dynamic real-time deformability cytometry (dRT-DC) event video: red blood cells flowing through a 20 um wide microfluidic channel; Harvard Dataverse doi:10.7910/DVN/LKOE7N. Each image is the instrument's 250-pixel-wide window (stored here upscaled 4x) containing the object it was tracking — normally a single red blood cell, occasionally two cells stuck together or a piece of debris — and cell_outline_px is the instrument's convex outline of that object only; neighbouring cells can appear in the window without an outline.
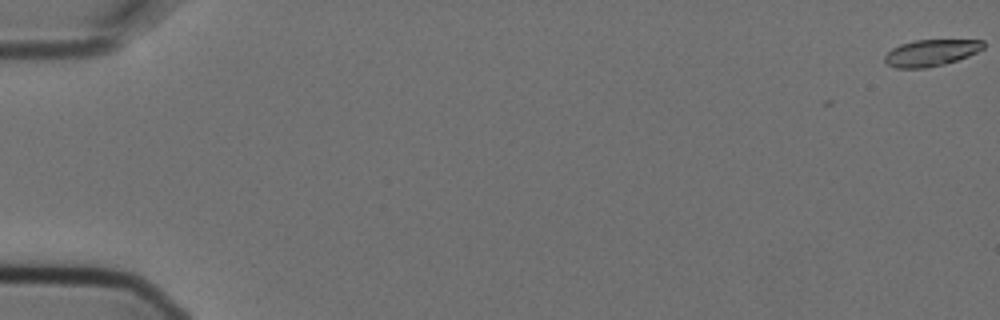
{"species": "Egyptian fruit bat (a non-hibernating species)", "species_latin": "Rousettus aegyptiacus", "temperature_condition": "cold", "stored_images_in_passage": 8, "camera_frame_rate_fps": 3000, "um_per_image_px": 0.085, "animal": {"sex": "female"}, "frame": {"image": 1, "passage_image": 1, "time_ms": 0.0, "image_size_px": [1000, 320], "cell_outline_px": [[984, 48], [968, 56], [944, 64], [924, 68], [896, 68], [888, 64], [884, 60], [884, 56], [892, 48], [900, 44], [916, 40], [984, 40]], "centroid_in_image_um": [79.12, 4.48], "position_along_channel_um": 5.9, "area_um2": 15.14}}
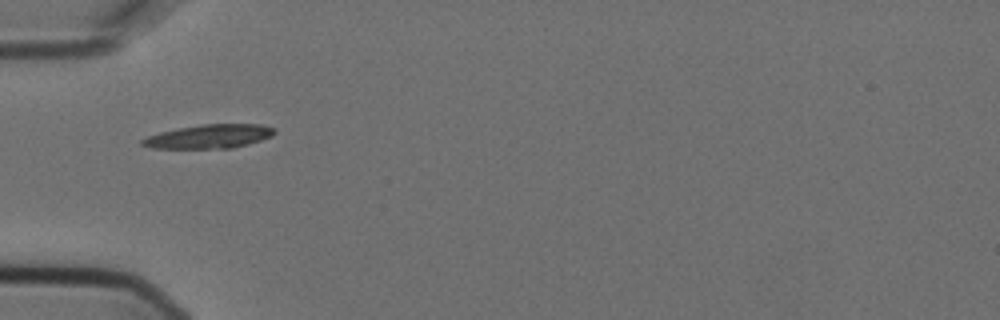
{"frame": {"image": 2, "passage_image": 3, "time_ms": 0.667, "image_size_px": [1000, 320], "cell_outline_px": [[276, 132], [272, 136], [248, 144], [232, 148], [152, 148], [140, 144], [140, 140], [148, 136], [160, 132], [200, 124], [260, 124], [276, 128]], "centroid_in_image_um": [17.8, 11.59], "position_along_channel_um": 67.2, "area_um2": 18.32}}
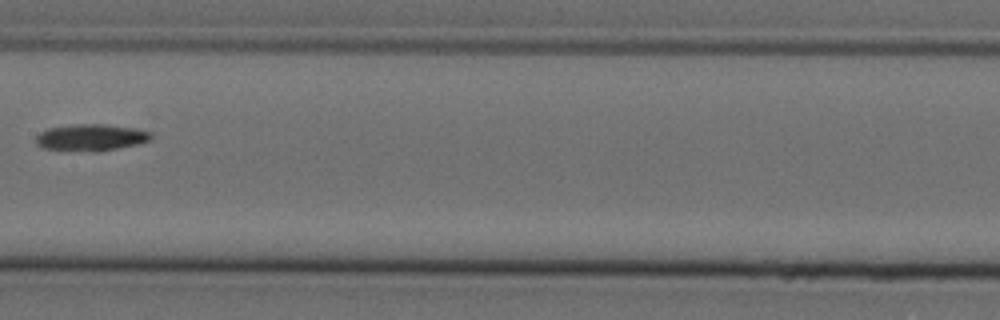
{"frame": {"image": 3, "passage_image": 6, "time_ms": 1.667, "image_size_px": [1000, 320], "cell_outline_px": [[152, 140], [136, 144], [96, 152], [92, 152], [40, 148], [36, 144], [36, 136], [40, 132], [48, 128], [76, 124], [104, 124], [136, 128], [152, 132]], "centroid_in_image_um": [7.73, 11.68], "position_along_channel_um": 199.7, "area_um2": 18.03}}